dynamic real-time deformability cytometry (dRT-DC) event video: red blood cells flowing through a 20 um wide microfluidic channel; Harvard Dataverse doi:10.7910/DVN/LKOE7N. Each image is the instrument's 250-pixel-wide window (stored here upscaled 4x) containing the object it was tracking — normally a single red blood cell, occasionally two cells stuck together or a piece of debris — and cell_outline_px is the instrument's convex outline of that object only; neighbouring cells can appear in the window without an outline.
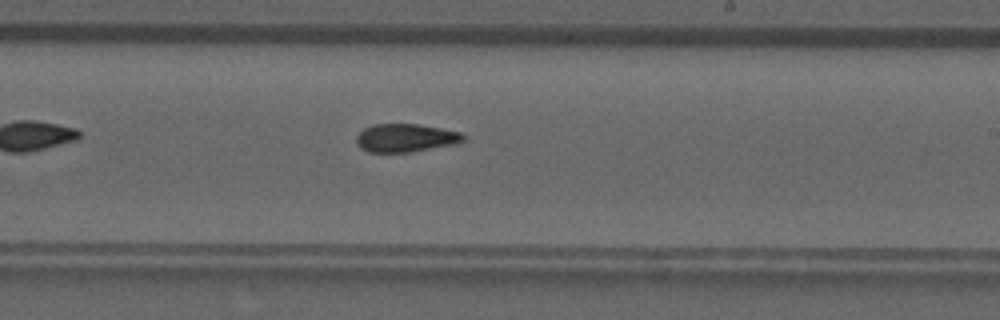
{"species": "common noctule bat (a hibernating species)", "species_latin": "Nyctalus noctula", "temperature_condition": "room temperature", "stored_images_in_passage": 36, "camera_frame_rate_fps": 3000, "um_per_image_px": 0.085, "animal": {"sex": "male", "forearm_length_mm": 52.5}, "frame": {"image": 1, "passage_image": 16, "time_ms": 5.0, "image_size_px": [1000, 320], "cell_outline_px": [[464, 140], [456, 144], [412, 152], [368, 152], [360, 148], [356, 144], [356, 136], [364, 128], [372, 124], [420, 124], [460, 132], [464, 136]], "centroid_in_image_um": [34.45, 11.72], "position_along_channel_um": 254.6, "area_um2": 17.69}, "authors_computed_cell_mechanics": {"area_um2": 17.7157, "velocity_mm_per_s": 3.9398, "shape_relaxation_time_tau1_ms": null, "shape_relaxation_time_tau2_ms": 3.2734, "deformation_change_tau1": null, "deformation_change_tau2": 0.095}}